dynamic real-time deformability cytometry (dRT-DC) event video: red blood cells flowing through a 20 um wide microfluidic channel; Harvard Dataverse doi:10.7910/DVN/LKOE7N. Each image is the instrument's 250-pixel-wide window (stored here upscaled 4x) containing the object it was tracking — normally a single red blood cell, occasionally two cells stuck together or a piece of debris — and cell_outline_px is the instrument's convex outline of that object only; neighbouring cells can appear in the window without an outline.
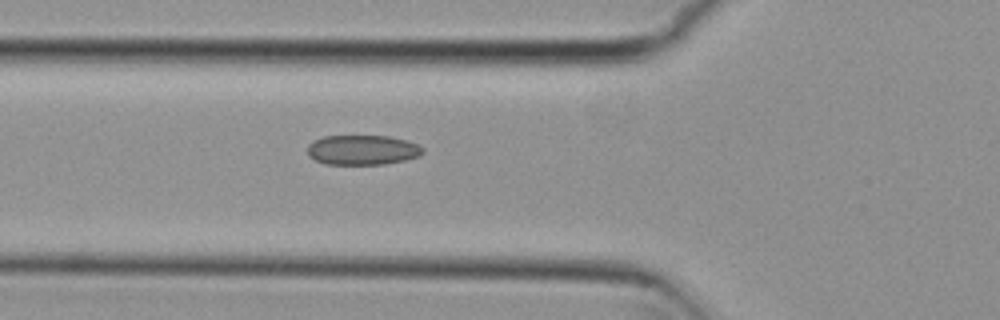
{"species": "common noctule bat (a hibernating species)", "species_latin": "Nyctalus noctula", "temperature_condition": "cold", "stored_images_in_passage": 2, "camera_frame_rate_fps": 3000, "um_per_image_px": 0.085, "animal": {"sex": "female", "body_mass_g": 29.2, "forearm_length_mm": 56.3}, "frame": {"image": 1, "passage_image": 2, "time_ms": 0.333, "image_size_px": [1000, 320], "cell_outline_px": [[424, 152], [420, 156], [404, 160], [384, 164], [324, 164], [308, 156], [308, 144], [312, 140], [324, 136], [388, 136], [404, 140], [416, 144], [424, 148]], "centroid_in_image_um": [30.78, 12.74], "position_along_channel_um": 95.0, "area_um2": 20.06}}